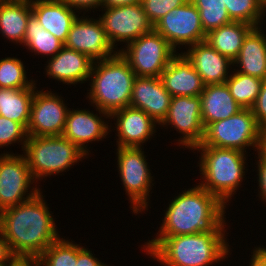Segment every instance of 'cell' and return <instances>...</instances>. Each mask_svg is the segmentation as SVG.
<instances>
[{"label":"cell","mask_w":266,"mask_h":266,"mask_svg":"<svg viewBox=\"0 0 266 266\" xmlns=\"http://www.w3.org/2000/svg\"><path fill=\"white\" fill-rule=\"evenodd\" d=\"M41 193L0 213V232L15 257L36 260L59 239Z\"/></svg>","instance_id":"cell-1"},{"label":"cell","mask_w":266,"mask_h":266,"mask_svg":"<svg viewBox=\"0 0 266 266\" xmlns=\"http://www.w3.org/2000/svg\"><path fill=\"white\" fill-rule=\"evenodd\" d=\"M225 204L200 185L176 197L165 213L158 237L224 229Z\"/></svg>","instance_id":"cell-2"},{"label":"cell","mask_w":266,"mask_h":266,"mask_svg":"<svg viewBox=\"0 0 266 266\" xmlns=\"http://www.w3.org/2000/svg\"><path fill=\"white\" fill-rule=\"evenodd\" d=\"M223 230L157 237L145 247L151 256L166 266H207L225 258L229 252Z\"/></svg>","instance_id":"cell-3"},{"label":"cell","mask_w":266,"mask_h":266,"mask_svg":"<svg viewBox=\"0 0 266 266\" xmlns=\"http://www.w3.org/2000/svg\"><path fill=\"white\" fill-rule=\"evenodd\" d=\"M97 63L92 66L90 75L94 76L88 96L99 113L109 117L114 111L130 105L136 75L119 52Z\"/></svg>","instance_id":"cell-4"},{"label":"cell","mask_w":266,"mask_h":266,"mask_svg":"<svg viewBox=\"0 0 266 266\" xmlns=\"http://www.w3.org/2000/svg\"><path fill=\"white\" fill-rule=\"evenodd\" d=\"M194 149H200L203 152L200 159V171L205 182L200 186L225 204L243 178L244 152L214 146H196Z\"/></svg>","instance_id":"cell-5"},{"label":"cell","mask_w":266,"mask_h":266,"mask_svg":"<svg viewBox=\"0 0 266 266\" xmlns=\"http://www.w3.org/2000/svg\"><path fill=\"white\" fill-rule=\"evenodd\" d=\"M197 146H214L242 152L246 146H253L259 150L266 146V134L258 126L252 109H242L231 117L208 124L204 128L202 142Z\"/></svg>","instance_id":"cell-6"},{"label":"cell","mask_w":266,"mask_h":266,"mask_svg":"<svg viewBox=\"0 0 266 266\" xmlns=\"http://www.w3.org/2000/svg\"><path fill=\"white\" fill-rule=\"evenodd\" d=\"M25 158L33 178L63 172L86 154L61 136H28Z\"/></svg>","instance_id":"cell-7"},{"label":"cell","mask_w":266,"mask_h":266,"mask_svg":"<svg viewBox=\"0 0 266 266\" xmlns=\"http://www.w3.org/2000/svg\"><path fill=\"white\" fill-rule=\"evenodd\" d=\"M119 53L128 61L136 76L161 77L163 70L176 55L168 41L154 29L126 44Z\"/></svg>","instance_id":"cell-8"},{"label":"cell","mask_w":266,"mask_h":266,"mask_svg":"<svg viewBox=\"0 0 266 266\" xmlns=\"http://www.w3.org/2000/svg\"><path fill=\"white\" fill-rule=\"evenodd\" d=\"M154 30L161 34L175 50L177 45H195L205 41L199 11L188 0L182 6L172 9L154 25Z\"/></svg>","instance_id":"cell-9"},{"label":"cell","mask_w":266,"mask_h":266,"mask_svg":"<svg viewBox=\"0 0 266 266\" xmlns=\"http://www.w3.org/2000/svg\"><path fill=\"white\" fill-rule=\"evenodd\" d=\"M118 167L127 195L133 204V212L145 209L150 192L151 175L141 147H119Z\"/></svg>","instance_id":"cell-10"},{"label":"cell","mask_w":266,"mask_h":266,"mask_svg":"<svg viewBox=\"0 0 266 266\" xmlns=\"http://www.w3.org/2000/svg\"><path fill=\"white\" fill-rule=\"evenodd\" d=\"M0 156L1 213L3 210L30 200L36 196L40 190L34 188L26 198L23 197L30 186L31 179L34 181L25 156H14L7 153L1 154Z\"/></svg>","instance_id":"cell-11"},{"label":"cell","mask_w":266,"mask_h":266,"mask_svg":"<svg viewBox=\"0 0 266 266\" xmlns=\"http://www.w3.org/2000/svg\"><path fill=\"white\" fill-rule=\"evenodd\" d=\"M99 18L107 39L114 47L116 41L130 43L154 29L144 12L142 4H130L106 8Z\"/></svg>","instance_id":"cell-12"},{"label":"cell","mask_w":266,"mask_h":266,"mask_svg":"<svg viewBox=\"0 0 266 266\" xmlns=\"http://www.w3.org/2000/svg\"><path fill=\"white\" fill-rule=\"evenodd\" d=\"M54 93L35 91L27 126L28 136H61L68 109Z\"/></svg>","instance_id":"cell-13"},{"label":"cell","mask_w":266,"mask_h":266,"mask_svg":"<svg viewBox=\"0 0 266 266\" xmlns=\"http://www.w3.org/2000/svg\"><path fill=\"white\" fill-rule=\"evenodd\" d=\"M167 123L173 125L181 134L183 133V138L179 140L183 146L194 149L201 144L204 136V126L200 96L171 97L167 116L161 124Z\"/></svg>","instance_id":"cell-14"},{"label":"cell","mask_w":266,"mask_h":266,"mask_svg":"<svg viewBox=\"0 0 266 266\" xmlns=\"http://www.w3.org/2000/svg\"><path fill=\"white\" fill-rule=\"evenodd\" d=\"M95 21V22H94ZM80 19L73 23L64 46L86 54L93 62L106 60L115 54L100 20Z\"/></svg>","instance_id":"cell-15"},{"label":"cell","mask_w":266,"mask_h":266,"mask_svg":"<svg viewBox=\"0 0 266 266\" xmlns=\"http://www.w3.org/2000/svg\"><path fill=\"white\" fill-rule=\"evenodd\" d=\"M170 101L171 95L160 77L136 76L129 106L143 110L161 124L167 116Z\"/></svg>","instance_id":"cell-16"},{"label":"cell","mask_w":266,"mask_h":266,"mask_svg":"<svg viewBox=\"0 0 266 266\" xmlns=\"http://www.w3.org/2000/svg\"><path fill=\"white\" fill-rule=\"evenodd\" d=\"M109 117H117L119 147L140 148L141 143L155 132L154 126L157 122L141 109L127 106L114 111Z\"/></svg>","instance_id":"cell-17"},{"label":"cell","mask_w":266,"mask_h":266,"mask_svg":"<svg viewBox=\"0 0 266 266\" xmlns=\"http://www.w3.org/2000/svg\"><path fill=\"white\" fill-rule=\"evenodd\" d=\"M160 78L171 97L200 96L205 88L202 78L183 54L170 60Z\"/></svg>","instance_id":"cell-18"},{"label":"cell","mask_w":266,"mask_h":266,"mask_svg":"<svg viewBox=\"0 0 266 266\" xmlns=\"http://www.w3.org/2000/svg\"><path fill=\"white\" fill-rule=\"evenodd\" d=\"M183 55L192 64L205 85L222 84L230 77L227 69L233 62L212 48L206 41L192 45Z\"/></svg>","instance_id":"cell-19"},{"label":"cell","mask_w":266,"mask_h":266,"mask_svg":"<svg viewBox=\"0 0 266 266\" xmlns=\"http://www.w3.org/2000/svg\"><path fill=\"white\" fill-rule=\"evenodd\" d=\"M32 14L37 21L63 43L77 19V15L62 0H36L31 2Z\"/></svg>","instance_id":"cell-20"},{"label":"cell","mask_w":266,"mask_h":266,"mask_svg":"<svg viewBox=\"0 0 266 266\" xmlns=\"http://www.w3.org/2000/svg\"><path fill=\"white\" fill-rule=\"evenodd\" d=\"M93 62L86 54L63 47L49 60L47 74L67 84L91 78Z\"/></svg>","instance_id":"cell-21"},{"label":"cell","mask_w":266,"mask_h":266,"mask_svg":"<svg viewBox=\"0 0 266 266\" xmlns=\"http://www.w3.org/2000/svg\"><path fill=\"white\" fill-rule=\"evenodd\" d=\"M100 117L88 110L68 111L62 136L73 142L86 155L84 143L102 139L107 135L108 126Z\"/></svg>","instance_id":"cell-22"},{"label":"cell","mask_w":266,"mask_h":266,"mask_svg":"<svg viewBox=\"0 0 266 266\" xmlns=\"http://www.w3.org/2000/svg\"><path fill=\"white\" fill-rule=\"evenodd\" d=\"M204 128L235 115L243 108L234 100L226 83L205 85L200 94Z\"/></svg>","instance_id":"cell-23"},{"label":"cell","mask_w":266,"mask_h":266,"mask_svg":"<svg viewBox=\"0 0 266 266\" xmlns=\"http://www.w3.org/2000/svg\"><path fill=\"white\" fill-rule=\"evenodd\" d=\"M260 28L254 27L245 37L238 57L233 61L239 64L244 73L262 80L266 79V37Z\"/></svg>","instance_id":"cell-24"},{"label":"cell","mask_w":266,"mask_h":266,"mask_svg":"<svg viewBox=\"0 0 266 266\" xmlns=\"http://www.w3.org/2000/svg\"><path fill=\"white\" fill-rule=\"evenodd\" d=\"M253 28L248 23L232 21L209 31L205 41L233 62L239 55L245 37Z\"/></svg>","instance_id":"cell-25"},{"label":"cell","mask_w":266,"mask_h":266,"mask_svg":"<svg viewBox=\"0 0 266 266\" xmlns=\"http://www.w3.org/2000/svg\"><path fill=\"white\" fill-rule=\"evenodd\" d=\"M32 15L31 2H1L0 30L12 42L23 43L27 23Z\"/></svg>","instance_id":"cell-26"},{"label":"cell","mask_w":266,"mask_h":266,"mask_svg":"<svg viewBox=\"0 0 266 266\" xmlns=\"http://www.w3.org/2000/svg\"><path fill=\"white\" fill-rule=\"evenodd\" d=\"M35 87L25 89L0 88V115L21 123L26 129Z\"/></svg>","instance_id":"cell-27"},{"label":"cell","mask_w":266,"mask_h":266,"mask_svg":"<svg viewBox=\"0 0 266 266\" xmlns=\"http://www.w3.org/2000/svg\"><path fill=\"white\" fill-rule=\"evenodd\" d=\"M23 44L31 51L52 55V57L64 47V43L45 30L33 14L29 17Z\"/></svg>","instance_id":"cell-28"},{"label":"cell","mask_w":266,"mask_h":266,"mask_svg":"<svg viewBox=\"0 0 266 266\" xmlns=\"http://www.w3.org/2000/svg\"><path fill=\"white\" fill-rule=\"evenodd\" d=\"M263 80L236 72L226 80L230 94L243 109H252L261 89Z\"/></svg>","instance_id":"cell-29"},{"label":"cell","mask_w":266,"mask_h":266,"mask_svg":"<svg viewBox=\"0 0 266 266\" xmlns=\"http://www.w3.org/2000/svg\"><path fill=\"white\" fill-rule=\"evenodd\" d=\"M199 11L203 30L209 31L226 25L230 19L224 0H190Z\"/></svg>","instance_id":"cell-30"},{"label":"cell","mask_w":266,"mask_h":266,"mask_svg":"<svg viewBox=\"0 0 266 266\" xmlns=\"http://www.w3.org/2000/svg\"><path fill=\"white\" fill-rule=\"evenodd\" d=\"M36 261L39 266H76L77 245L59 238Z\"/></svg>","instance_id":"cell-31"},{"label":"cell","mask_w":266,"mask_h":266,"mask_svg":"<svg viewBox=\"0 0 266 266\" xmlns=\"http://www.w3.org/2000/svg\"><path fill=\"white\" fill-rule=\"evenodd\" d=\"M26 79V72L21 60L10 57L0 60V88L25 89L34 87V83Z\"/></svg>","instance_id":"cell-32"},{"label":"cell","mask_w":266,"mask_h":266,"mask_svg":"<svg viewBox=\"0 0 266 266\" xmlns=\"http://www.w3.org/2000/svg\"><path fill=\"white\" fill-rule=\"evenodd\" d=\"M227 13L232 21L248 23L258 27L262 10V0H224Z\"/></svg>","instance_id":"cell-33"},{"label":"cell","mask_w":266,"mask_h":266,"mask_svg":"<svg viewBox=\"0 0 266 266\" xmlns=\"http://www.w3.org/2000/svg\"><path fill=\"white\" fill-rule=\"evenodd\" d=\"M188 0H142V6L149 21L155 25L172 9L182 6Z\"/></svg>","instance_id":"cell-34"},{"label":"cell","mask_w":266,"mask_h":266,"mask_svg":"<svg viewBox=\"0 0 266 266\" xmlns=\"http://www.w3.org/2000/svg\"><path fill=\"white\" fill-rule=\"evenodd\" d=\"M25 136V137H24ZM21 138V139H20ZM26 138H28L26 128L18 122L12 121L0 115V146L10 145L17 140H24L25 146Z\"/></svg>","instance_id":"cell-35"},{"label":"cell","mask_w":266,"mask_h":266,"mask_svg":"<svg viewBox=\"0 0 266 266\" xmlns=\"http://www.w3.org/2000/svg\"><path fill=\"white\" fill-rule=\"evenodd\" d=\"M258 126L266 134V79L263 80L256 103L252 107Z\"/></svg>","instance_id":"cell-36"},{"label":"cell","mask_w":266,"mask_h":266,"mask_svg":"<svg viewBox=\"0 0 266 266\" xmlns=\"http://www.w3.org/2000/svg\"><path fill=\"white\" fill-rule=\"evenodd\" d=\"M258 156H259V164H258V170H259V187L261 189L260 194L262 195V198L266 201V146L258 150Z\"/></svg>","instance_id":"cell-37"},{"label":"cell","mask_w":266,"mask_h":266,"mask_svg":"<svg viewBox=\"0 0 266 266\" xmlns=\"http://www.w3.org/2000/svg\"><path fill=\"white\" fill-rule=\"evenodd\" d=\"M93 254L85 248L77 245V264L76 266H103L102 262H99L97 258L92 256Z\"/></svg>","instance_id":"cell-38"},{"label":"cell","mask_w":266,"mask_h":266,"mask_svg":"<svg viewBox=\"0 0 266 266\" xmlns=\"http://www.w3.org/2000/svg\"><path fill=\"white\" fill-rule=\"evenodd\" d=\"M69 7L75 8L77 10L88 8H97L96 6H101L102 0H62Z\"/></svg>","instance_id":"cell-39"},{"label":"cell","mask_w":266,"mask_h":266,"mask_svg":"<svg viewBox=\"0 0 266 266\" xmlns=\"http://www.w3.org/2000/svg\"><path fill=\"white\" fill-rule=\"evenodd\" d=\"M15 256L12 254L8 242L0 232V266L9 263Z\"/></svg>","instance_id":"cell-40"},{"label":"cell","mask_w":266,"mask_h":266,"mask_svg":"<svg viewBox=\"0 0 266 266\" xmlns=\"http://www.w3.org/2000/svg\"><path fill=\"white\" fill-rule=\"evenodd\" d=\"M251 259V266H266V248H256Z\"/></svg>","instance_id":"cell-41"},{"label":"cell","mask_w":266,"mask_h":266,"mask_svg":"<svg viewBox=\"0 0 266 266\" xmlns=\"http://www.w3.org/2000/svg\"><path fill=\"white\" fill-rule=\"evenodd\" d=\"M142 0H102L101 6L105 8L117 7L130 4H141Z\"/></svg>","instance_id":"cell-42"},{"label":"cell","mask_w":266,"mask_h":266,"mask_svg":"<svg viewBox=\"0 0 266 266\" xmlns=\"http://www.w3.org/2000/svg\"><path fill=\"white\" fill-rule=\"evenodd\" d=\"M25 259L19 258V257H14L8 264L1 265V266H20Z\"/></svg>","instance_id":"cell-43"},{"label":"cell","mask_w":266,"mask_h":266,"mask_svg":"<svg viewBox=\"0 0 266 266\" xmlns=\"http://www.w3.org/2000/svg\"><path fill=\"white\" fill-rule=\"evenodd\" d=\"M20 266H39L36 260H25Z\"/></svg>","instance_id":"cell-44"},{"label":"cell","mask_w":266,"mask_h":266,"mask_svg":"<svg viewBox=\"0 0 266 266\" xmlns=\"http://www.w3.org/2000/svg\"><path fill=\"white\" fill-rule=\"evenodd\" d=\"M1 2H31L32 0H0Z\"/></svg>","instance_id":"cell-45"},{"label":"cell","mask_w":266,"mask_h":266,"mask_svg":"<svg viewBox=\"0 0 266 266\" xmlns=\"http://www.w3.org/2000/svg\"><path fill=\"white\" fill-rule=\"evenodd\" d=\"M266 8V0H262V10L264 11L263 13H265V9Z\"/></svg>","instance_id":"cell-46"}]
</instances>
